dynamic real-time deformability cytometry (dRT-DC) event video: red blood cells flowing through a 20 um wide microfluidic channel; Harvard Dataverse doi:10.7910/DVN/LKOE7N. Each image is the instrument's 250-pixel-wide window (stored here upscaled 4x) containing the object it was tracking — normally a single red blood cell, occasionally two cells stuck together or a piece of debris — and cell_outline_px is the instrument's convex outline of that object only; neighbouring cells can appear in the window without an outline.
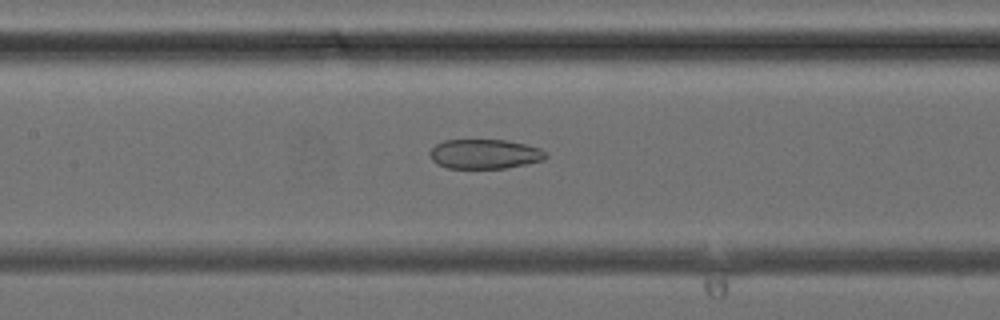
{"species": "common noctule bat (a hibernating species)", "species_latin": "Nyctalus noctula", "temperature_condition": "cold", "stored_images_in_passage": 41, "camera_frame_rate_fps": 3000, "um_per_image_px": 0.085, "animal": {"sex": "female", "body_mass_g": 24.6, "forearm_length_mm": 56.2}, "frame": {"image": 1, "passage_image": 19, "time_ms": 6.0, "image_size_px": [1000, 320], "cell_outline_px": [[548, 156], [544, 160], [508, 168], [448, 168], [436, 164], [432, 160], [428, 152], [436, 144], [444, 140], [508, 140], [540, 148], [548, 152]], "centroid_in_image_um": [41.21, 13.09], "position_along_channel_um": 166.2, "area_um2": 20.17}}
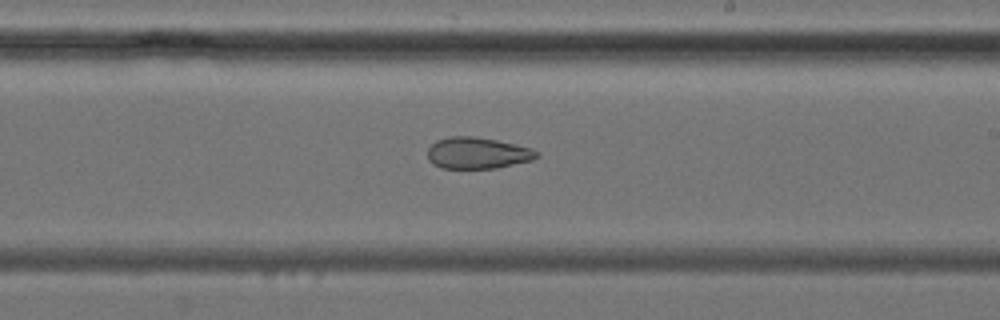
{"frame": {"image": 2, "passage_image": 24, "time_ms": 7.667, "image_size_px": [1000, 320], "cell_outline_px": [[540, 156], [532, 160], [496, 168], [440, 168], [432, 164], [428, 160], [428, 148], [436, 140], [448, 136], [476, 136], [516, 144], [532, 148], [540, 152]], "centroid_in_image_um": [40.59, 13.0], "position_along_channel_um": 248.4, "area_um2": 20.23}}
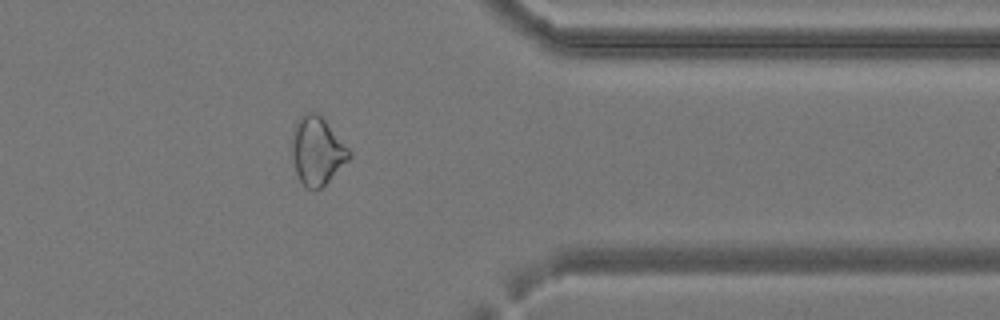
{"frame": {"image": 3, "passage_image": 33, "time_ms": 10.667, "image_size_px": [1000, 320], "cell_outline_px": [[352, 156], [320, 188], [308, 188], [300, 180], [296, 172], [292, 156], [292, 128], [296, 120], [300, 116], [308, 112], [316, 112], [324, 120], [352, 152]], "centroid_in_image_um": [26.93, 12.78], "position_along_channel_um": 384.5, "area_um2": 22.25}}